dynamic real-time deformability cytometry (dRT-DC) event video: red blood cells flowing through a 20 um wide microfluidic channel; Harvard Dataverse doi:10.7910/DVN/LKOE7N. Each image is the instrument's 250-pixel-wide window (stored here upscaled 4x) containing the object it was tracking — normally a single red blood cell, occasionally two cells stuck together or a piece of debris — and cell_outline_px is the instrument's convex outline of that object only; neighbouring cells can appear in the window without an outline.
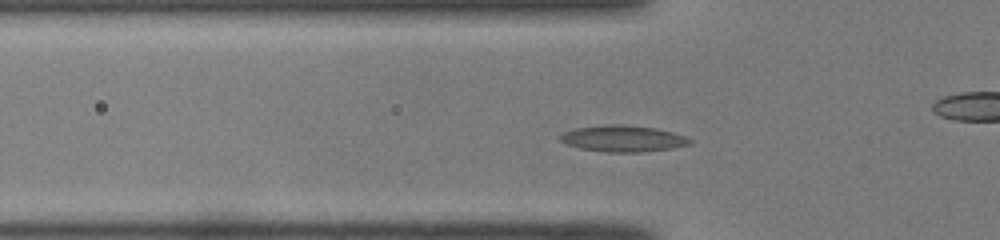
{"species": "common noctule bat (a hibernating species)", "species_latin": "Nyctalus noctula", "temperature_condition": "room temperature", "stored_images_in_passage": 39, "camera_frame_rate_fps": 3000, "um_per_image_px": 0.085, "animal": {"sex": "male", "body_mass_g": 19.0, "forearm_length_mm": 50.8}, "frame": {"image": 1, "passage_image": 5, "time_ms": 1.333, "image_size_px": [1000, 240], "cell_outline_px": [[692, 144], [672, 148], [644, 152], [608, 152], [580, 148], [568, 144], [560, 140], [556, 136], [564, 132], [576, 128], [608, 124], [620, 124], [656, 128], [672, 132], [684, 136], [692, 140]], "centroid_in_image_um": [52.95, 11.78], "position_along_channel_um": 72.8, "area_um2": 19.88}}
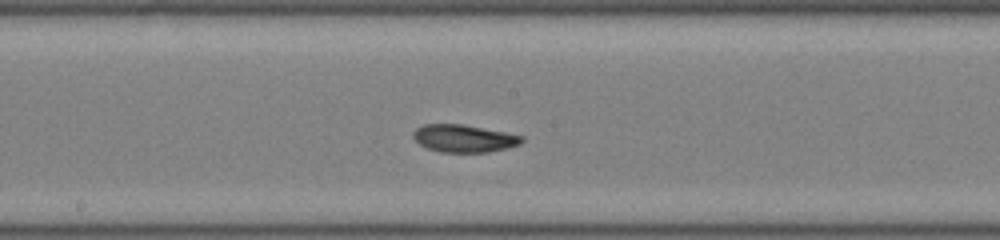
{"frame": {"image": 2, "passage_image": 15, "time_ms": 4.667, "image_size_px": [1000, 240], "cell_outline_px": [[524, 140], [520, 144], [508, 148], [488, 152], [440, 152], [428, 148], [420, 144], [412, 136], [412, 132], [416, 128], [424, 124], [460, 124], [504, 132], [524, 136]], "centroid_in_image_um": [39.43, 11.77], "position_along_channel_um": 208.8, "area_um2": 17.34}}
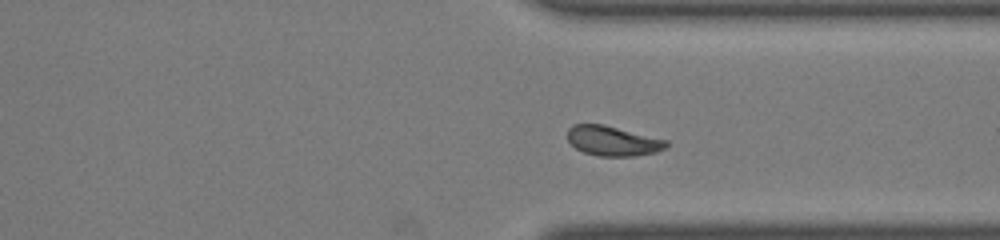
{"frame": {"image": 3, "passage_image": 26, "time_ms": 8.333, "image_size_px": [1000, 240], "cell_outline_px": [[668, 148], [656, 152], [632, 156], [600, 156], [584, 152], [576, 148], [568, 140], [568, 128], [572, 124], [604, 124], [668, 140]], "centroid_in_image_um": [52.11, 11.97], "position_along_channel_um": 359.3, "area_um2": 17.22}}